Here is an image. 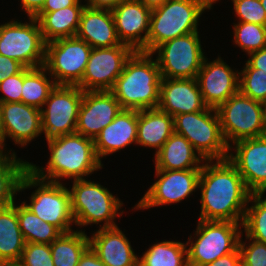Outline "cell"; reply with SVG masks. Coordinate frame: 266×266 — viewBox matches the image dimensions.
Wrapping results in <instances>:
<instances>
[{"instance_id": "obj_1", "label": "cell", "mask_w": 266, "mask_h": 266, "mask_svg": "<svg viewBox=\"0 0 266 266\" xmlns=\"http://www.w3.org/2000/svg\"><path fill=\"white\" fill-rule=\"evenodd\" d=\"M210 163V164H209ZM206 162L201 168L198 188L201 189L199 220L231 221L242 226L251 192L237 168L228 160Z\"/></svg>"}, {"instance_id": "obj_2", "label": "cell", "mask_w": 266, "mask_h": 266, "mask_svg": "<svg viewBox=\"0 0 266 266\" xmlns=\"http://www.w3.org/2000/svg\"><path fill=\"white\" fill-rule=\"evenodd\" d=\"M50 158L45 168L29 163V170L39 179L59 183V179H84L102 169L94 146V139L73 133L47 140ZM44 169V170H43ZM45 171V173H44Z\"/></svg>"}, {"instance_id": "obj_3", "label": "cell", "mask_w": 266, "mask_h": 266, "mask_svg": "<svg viewBox=\"0 0 266 266\" xmlns=\"http://www.w3.org/2000/svg\"><path fill=\"white\" fill-rule=\"evenodd\" d=\"M153 54L135 51L126 61L111 92L122 109H155L159 104L161 74Z\"/></svg>"}, {"instance_id": "obj_4", "label": "cell", "mask_w": 266, "mask_h": 266, "mask_svg": "<svg viewBox=\"0 0 266 266\" xmlns=\"http://www.w3.org/2000/svg\"><path fill=\"white\" fill-rule=\"evenodd\" d=\"M218 0H167L151 12L147 53L162 43L198 32L199 17Z\"/></svg>"}, {"instance_id": "obj_5", "label": "cell", "mask_w": 266, "mask_h": 266, "mask_svg": "<svg viewBox=\"0 0 266 266\" xmlns=\"http://www.w3.org/2000/svg\"><path fill=\"white\" fill-rule=\"evenodd\" d=\"M174 132L184 136L205 161L228 159L229 146L215 108L175 115Z\"/></svg>"}, {"instance_id": "obj_6", "label": "cell", "mask_w": 266, "mask_h": 266, "mask_svg": "<svg viewBox=\"0 0 266 266\" xmlns=\"http://www.w3.org/2000/svg\"><path fill=\"white\" fill-rule=\"evenodd\" d=\"M70 192L71 212L76 225L85 226L104 221L100 228L117 226L113 221L122 204L107 188L84 179L73 181ZM118 213V214H117Z\"/></svg>"}, {"instance_id": "obj_7", "label": "cell", "mask_w": 266, "mask_h": 266, "mask_svg": "<svg viewBox=\"0 0 266 266\" xmlns=\"http://www.w3.org/2000/svg\"><path fill=\"white\" fill-rule=\"evenodd\" d=\"M39 186L31 195V204L23 202L42 221L57 227L62 233L72 231L75 223L71 212L70 192L62 183L37 178L29 169L22 176L19 192Z\"/></svg>"}, {"instance_id": "obj_8", "label": "cell", "mask_w": 266, "mask_h": 266, "mask_svg": "<svg viewBox=\"0 0 266 266\" xmlns=\"http://www.w3.org/2000/svg\"><path fill=\"white\" fill-rule=\"evenodd\" d=\"M222 135L231 151L232 143L266 135L263 105L240 92L216 108Z\"/></svg>"}, {"instance_id": "obj_9", "label": "cell", "mask_w": 266, "mask_h": 266, "mask_svg": "<svg viewBox=\"0 0 266 266\" xmlns=\"http://www.w3.org/2000/svg\"><path fill=\"white\" fill-rule=\"evenodd\" d=\"M239 227V223L231 221L199 220L194 234L197 239L193 243L190 236L186 243H191L187 248L188 265L204 266L234 252L242 234Z\"/></svg>"}, {"instance_id": "obj_10", "label": "cell", "mask_w": 266, "mask_h": 266, "mask_svg": "<svg viewBox=\"0 0 266 266\" xmlns=\"http://www.w3.org/2000/svg\"><path fill=\"white\" fill-rule=\"evenodd\" d=\"M30 23L10 21L0 25V55L14 59L26 68L44 65L46 42L38 20Z\"/></svg>"}, {"instance_id": "obj_11", "label": "cell", "mask_w": 266, "mask_h": 266, "mask_svg": "<svg viewBox=\"0 0 266 266\" xmlns=\"http://www.w3.org/2000/svg\"><path fill=\"white\" fill-rule=\"evenodd\" d=\"M92 47L74 36L46 43L44 67L57 85H77L85 73Z\"/></svg>"}, {"instance_id": "obj_12", "label": "cell", "mask_w": 266, "mask_h": 266, "mask_svg": "<svg viewBox=\"0 0 266 266\" xmlns=\"http://www.w3.org/2000/svg\"><path fill=\"white\" fill-rule=\"evenodd\" d=\"M155 52L162 78H196L205 58L198 32L166 41Z\"/></svg>"}, {"instance_id": "obj_13", "label": "cell", "mask_w": 266, "mask_h": 266, "mask_svg": "<svg viewBox=\"0 0 266 266\" xmlns=\"http://www.w3.org/2000/svg\"><path fill=\"white\" fill-rule=\"evenodd\" d=\"M83 90L77 85H56L41 109L42 132L48 140L76 131Z\"/></svg>"}, {"instance_id": "obj_14", "label": "cell", "mask_w": 266, "mask_h": 266, "mask_svg": "<svg viewBox=\"0 0 266 266\" xmlns=\"http://www.w3.org/2000/svg\"><path fill=\"white\" fill-rule=\"evenodd\" d=\"M134 52L125 44L92 48L85 73L77 86L83 91H111Z\"/></svg>"}, {"instance_id": "obj_15", "label": "cell", "mask_w": 266, "mask_h": 266, "mask_svg": "<svg viewBox=\"0 0 266 266\" xmlns=\"http://www.w3.org/2000/svg\"><path fill=\"white\" fill-rule=\"evenodd\" d=\"M201 169L156 170V178L134 209L178 203L198 188Z\"/></svg>"}, {"instance_id": "obj_16", "label": "cell", "mask_w": 266, "mask_h": 266, "mask_svg": "<svg viewBox=\"0 0 266 266\" xmlns=\"http://www.w3.org/2000/svg\"><path fill=\"white\" fill-rule=\"evenodd\" d=\"M228 160L237 168L251 193L266 191V135L236 141Z\"/></svg>"}, {"instance_id": "obj_17", "label": "cell", "mask_w": 266, "mask_h": 266, "mask_svg": "<svg viewBox=\"0 0 266 266\" xmlns=\"http://www.w3.org/2000/svg\"><path fill=\"white\" fill-rule=\"evenodd\" d=\"M121 110L111 91H83L75 133L94 139Z\"/></svg>"}, {"instance_id": "obj_18", "label": "cell", "mask_w": 266, "mask_h": 266, "mask_svg": "<svg viewBox=\"0 0 266 266\" xmlns=\"http://www.w3.org/2000/svg\"><path fill=\"white\" fill-rule=\"evenodd\" d=\"M236 72L220 57L213 62H207L204 58L196 79L203 100L208 107L216 109L239 92L240 76L239 72Z\"/></svg>"}, {"instance_id": "obj_19", "label": "cell", "mask_w": 266, "mask_h": 266, "mask_svg": "<svg viewBox=\"0 0 266 266\" xmlns=\"http://www.w3.org/2000/svg\"><path fill=\"white\" fill-rule=\"evenodd\" d=\"M111 12L121 44L131 47L134 51L147 53L152 10L138 0H128L116 6Z\"/></svg>"}, {"instance_id": "obj_20", "label": "cell", "mask_w": 266, "mask_h": 266, "mask_svg": "<svg viewBox=\"0 0 266 266\" xmlns=\"http://www.w3.org/2000/svg\"><path fill=\"white\" fill-rule=\"evenodd\" d=\"M205 104L196 78H161L158 109L171 116L203 111Z\"/></svg>"}, {"instance_id": "obj_21", "label": "cell", "mask_w": 266, "mask_h": 266, "mask_svg": "<svg viewBox=\"0 0 266 266\" xmlns=\"http://www.w3.org/2000/svg\"><path fill=\"white\" fill-rule=\"evenodd\" d=\"M3 151L6 136L22 147L42 132L41 110L22 102L1 103Z\"/></svg>"}, {"instance_id": "obj_22", "label": "cell", "mask_w": 266, "mask_h": 266, "mask_svg": "<svg viewBox=\"0 0 266 266\" xmlns=\"http://www.w3.org/2000/svg\"><path fill=\"white\" fill-rule=\"evenodd\" d=\"M89 243L106 266H138L139 258L118 226L99 228L89 237Z\"/></svg>"}, {"instance_id": "obj_23", "label": "cell", "mask_w": 266, "mask_h": 266, "mask_svg": "<svg viewBox=\"0 0 266 266\" xmlns=\"http://www.w3.org/2000/svg\"><path fill=\"white\" fill-rule=\"evenodd\" d=\"M138 111L122 109L114 120L94 138L96 154L101 158L137 142Z\"/></svg>"}, {"instance_id": "obj_24", "label": "cell", "mask_w": 266, "mask_h": 266, "mask_svg": "<svg viewBox=\"0 0 266 266\" xmlns=\"http://www.w3.org/2000/svg\"><path fill=\"white\" fill-rule=\"evenodd\" d=\"M75 36L87 42L92 48H110L121 45L110 10L85 6Z\"/></svg>"}, {"instance_id": "obj_25", "label": "cell", "mask_w": 266, "mask_h": 266, "mask_svg": "<svg viewBox=\"0 0 266 266\" xmlns=\"http://www.w3.org/2000/svg\"><path fill=\"white\" fill-rule=\"evenodd\" d=\"M197 153L192 144L184 136L174 132L155 154V169H201L203 164L200 165V163L204 159Z\"/></svg>"}, {"instance_id": "obj_26", "label": "cell", "mask_w": 266, "mask_h": 266, "mask_svg": "<svg viewBox=\"0 0 266 266\" xmlns=\"http://www.w3.org/2000/svg\"><path fill=\"white\" fill-rule=\"evenodd\" d=\"M173 133V116L158 108L138 111L137 144L157 149L156 154Z\"/></svg>"}, {"instance_id": "obj_27", "label": "cell", "mask_w": 266, "mask_h": 266, "mask_svg": "<svg viewBox=\"0 0 266 266\" xmlns=\"http://www.w3.org/2000/svg\"><path fill=\"white\" fill-rule=\"evenodd\" d=\"M25 244L14 202L13 205L0 209V266H15Z\"/></svg>"}, {"instance_id": "obj_28", "label": "cell", "mask_w": 266, "mask_h": 266, "mask_svg": "<svg viewBox=\"0 0 266 266\" xmlns=\"http://www.w3.org/2000/svg\"><path fill=\"white\" fill-rule=\"evenodd\" d=\"M85 6L73 5L53 12H37L33 17L38 20L45 42L74 37Z\"/></svg>"}, {"instance_id": "obj_29", "label": "cell", "mask_w": 266, "mask_h": 266, "mask_svg": "<svg viewBox=\"0 0 266 266\" xmlns=\"http://www.w3.org/2000/svg\"><path fill=\"white\" fill-rule=\"evenodd\" d=\"M16 158L15 152H0V209L14 204L22 176L29 169V162Z\"/></svg>"}, {"instance_id": "obj_30", "label": "cell", "mask_w": 266, "mask_h": 266, "mask_svg": "<svg viewBox=\"0 0 266 266\" xmlns=\"http://www.w3.org/2000/svg\"><path fill=\"white\" fill-rule=\"evenodd\" d=\"M89 247V237L84 231L62 233L50 244L54 266H77Z\"/></svg>"}, {"instance_id": "obj_31", "label": "cell", "mask_w": 266, "mask_h": 266, "mask_svg": "<svg viewBox=\"0 0 266 266\" xmlns=\"http://www.w3.org/2000/svg\"><path fill=\"white\" fill-rule=\"evenodd\" d=\"M46 73L44 66L23 68L22 103L42 109L50 92L57 85L54 80L47 78Z\"/></svg>"}, {"instance_id": "obj_32", "label": "cell", "mask_w": 266, "mask_h": 266, "mask_svg": "<svg viewBox=\"0 0 266 266\" xmlns=\"http://www.w3.org/2000/svg\"><path fill=\"white\" fill-rule=\"evenodd\" d=\"M17 215L26 243L51 244L62 234L54 225L42 221L23 202L17 205Z\"/></svg>"}, {"instance_id": "obj_33", "label": "cell", "mask_w": 266, "mask_h": 266, "mask_svg": "<svg viewBox=\"0 0 266 266\" xmlns=\"http://www.w3.org/2000/svg\"><path fill=\"white\" fill-rule=\"evenodd\" d=\"M138 266H189L187 245L176 241L154 244L139 258Z\"/></svg>"}, {"instance_id": "obj_34", "label": "cell", "mask_w": 266, "mask_h": 266, "mask_svg": "<svg viewBox=\"0 0 266 266\" xmlns=\"http://www.w3.org/2000/svg\"><path fill=\"white\" fill-rule=\"evenodd\" d=\"M263 194L264 192L251 193L248 202H253L254 205L246 208L242 227L247 238L266 244V198L262 199Z\"/></svg>"}, {"instance_id": "obj_35", "label": "cell", "mask_w": 266, "mask_h": 266, "mask_svg": "<svg viewBox=\"0 0 266 266\" xmlns=\"http://www.w3.org/2000/svg\"><path fill=\"white\" fill-rule=\"evenodd\" d=\"M234 26V42L243 51L256 52L266 46V26L249 22H238Z\"/></svg>"}, {"instance_id": "obj_36", "label": "cell", "mask_w": 266, "mask_h": 266, "mask_svg": "<svg viewBox=\"0 0 266 266\" xmlns=\"http://www.w3.org/2000/svg\"><path fill=\"white\" fill-rule=\"evenodd\" d=\"M239 92L258 102H266V72L252 68L247 62L239 72Z\"/></svg>"}, {"instance_id": "obj_37", "label": "cell", "mask_w": 266, "mask_h": 266, "mask_svg": "<svg viewBox=\"0 0 266 266\" xmlns=\"http://www.w3.org/2000/svg\"><path fill=\"white\" fill-rule=\"evenodd\" d=\"M15 266H54L50 244L26 243Z\"/></svg>"}, {"instance_id": "obj_38", "label": "cell", "mask_w": 266, "mask_h": 266, "mask_svg": "<svg viewBox=\"0 0 266 266\" xmlns=\"http://www.w3.org/2000/svg\"><path fill=\"white\" fill-rule=\"evenodd\" d=\"M239 22L266 26V13L260 0H232Z\"/></svg>"}, {"instance_id": "obj_39", "label": "cell", "mask_w": 266, "mask_h": 266, "mask_svg": "<svg viewBox=\"0 0 266 266\" xmlns=\"http://www.w3.org/2000/svg\"><path fill=\"white\" fill-rule=\"evenodd\" d=\"M241 239L240 237L239 250L242 266H266V244L246 236V239L253 240L249 246H246Z\"/></svg>"}, {"instance_id": "obj_40", "label": "cell", "mask_w": 266, "mask_h": 266, "mask_svg": "<svg viewBox=\"0 0 266 266\" xmlns=\"http://www.w3.org/2000/svg\"><path fill=\"white\" fill-rule=\"evenodd\" d=\"M22 86H23V69L8 78L0 82V92L5 96L0 97L1 103L8 102H21L22 96Z\"/></svg>"}, {"instance_id": "obj_41", "label": "cell", "mask_w": 266, "mask_h": 266, "mask_svg": "<svg viewBox=\"0 0 266 266\" xmlns=\"http://www.w3.org/2000/svg\"><path fill=\"white\" fill-rule=\"evenodd\" d=\"M23 68L24 66L18 61L0 55V82L19 73Z\"/></svg>"}, {"instance_id": "obj_42", "label": "cell", "mask_w": 266, "mask_h": 266, "mask_svg": "<svg viewBox=\"0 0 266 266\" xmlns=\"http://www.w3.org/2000/svg\"><path fill=\"white\" fill-rule=\"evenodd\" d=\"M204 266H242L241 252L239 247L234 252L221 256L212 263L206 264Z\"/></svg>"}, {"instance_id": "obj_43", "label": "cell", "mask_w": 266, "mask_h": 266, "mask_svg": "<svg viewBox=\"0 0 266 266\" xmlns=\"http://www.w3.org/2000/svg\"><path fill=\"white\" fill-rule=\"evenodd\" d=\"M79 0H45L43 7L38 12H53L73 5H82Z\"/></svg>"}, {"instance_id": "obj_44", "label": "cell", "mask_w": 266, "mask_h": 266, "mask_svg": "<svg viewBox=\"0 0 266 266\" xmlns=\"http://www.w3.org/2000/svg\"><path fill=\"white\" fill-rule=\"evenodd\" d=\"M249 60L246 62L256 69H261L266 72V46L256 52L249 54Z\"/></svg>"}, {"instance_id": "obj_45", "label": "cell", "mask_w": 266, "mask_h": 266, "mask_svg": "<svg viewBox=\"0 0 266 266\" xmlns=\"http://www.w3.org/2000/svg\"><path fill=\"white\" fill-rule=\"evenodd\" d=\"M77 266H106L89 247L81 256Z\"/></svg>"}, {"instance_id": "obj_46", "label": "cell", "mask_w": 266, "mask_h": 266, "mask_svg": "<svg viewBox=\"0 0 266 266\" xmlns=\"http://www.w3.org/2000/svg\"><path fill=\"white\" fill-rule=\"evenodd\" d=\"M128 0H88L85 4L89 8L112 11L116 6Z\"/></svg>"}, {"instance_id": "obj_47", "label": "cell", "mask_w": 266, "mask_h": 266, "mask_svg": "<svg viewBox=\"0 0 266 266\" xmlns=\"http://www.w3.org/2000/svg\"><path fill=\"white\" fill-rule=\"evenodd\" d=\"M45 0H21V6L29 17H33L44 5Z\"/></svg>"}, {"instance_id": "obj_48", "label": "cell", "mask_w": 266, "mask_h": 266, "mask_svg": "<svg viewBox=\"0 0 266 266\" xmlns=\"http://www.w3.org/2000/svg\"><path fill=\"white\" fill-rule=\"evenodd\" d=\"M140 3H142L147 8L153 10L155 8L160 7L162 4H164L167 0H138Z\"/></svg>"}, {"instance_id": "obj_49", "label": "cell", "mask_w": 266, "mask_h": 266, "mask_svg": "<svg viewBox=\"0 0 266 266\" xmlns=\"http://www.w3.org/2000/svg\"><path fill=\"white\" fill-rule=\"evenodd\" d=\"M0 152H3V123L1 113V102H0Z\"/></svg>"}, {"instance_id": "obj_50", "label": "cell", "mask_w": 266, "mask_h": 266, "mask_svg": "<svg viewBox=\"0 0 266 266\" xmlns=\"http://www.w3.org/2000/svg\"><path fill=\"white\" fill-rule=\"evenodd\" d=\"M262 105H263V114H264V124L266 128V102H263Z\"/></svg>"}, {"instance_id": "obj_51", "label": "cell", "mask_w": 266, "mask_h": 266, "mask_svg": "<svg viewBox=\"0 0 266 266\" xmlns=\"http://www.w3.org/2000/svg\"><path fill=\"white\" fill-rule=\"evenodd\" d=\"M261 5L263 6L265 13H266V0H260Z\"/></svg>"}]
</instances>
